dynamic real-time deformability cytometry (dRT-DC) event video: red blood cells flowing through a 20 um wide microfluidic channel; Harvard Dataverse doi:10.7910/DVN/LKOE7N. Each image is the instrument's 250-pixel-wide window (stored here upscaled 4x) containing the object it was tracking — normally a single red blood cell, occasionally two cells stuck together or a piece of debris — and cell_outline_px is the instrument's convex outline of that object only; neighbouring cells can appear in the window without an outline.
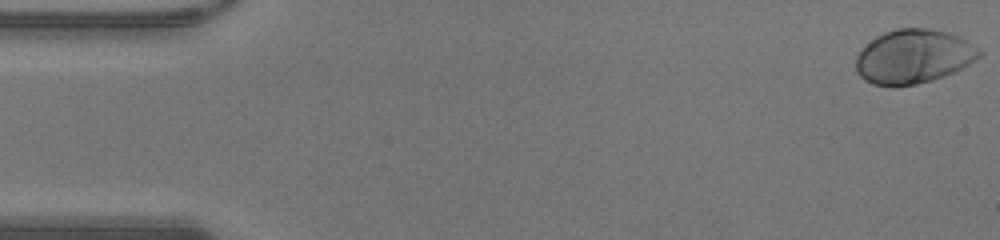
{"species": "human", "species_latin": "Homo sapiens", "temperature_condition": "warm", "stored_images_in_passage": 48, "camera_frame_rate_fps": 3000, "um_per_image_px": 0.085, "donor": {"sex": "male"}, "frame": {"image": 1, "passage_image": 1, "time_ms": 0.0, "image_size_px": [1000, 240], "cell_outline_px": [[984, 52], [976, 60], [944, 76], [932, 80], [916, 84], [872, 84], [864, 80], [856, 72], [856, 56], [876, 36], [884, 32], [896, 28], [928, 28], [948, 32], [960, 36]], "centroid_in_image_um": [77.67, 4.78], "position_along_channel_um": 7.3, "area_um2": 38.44}}
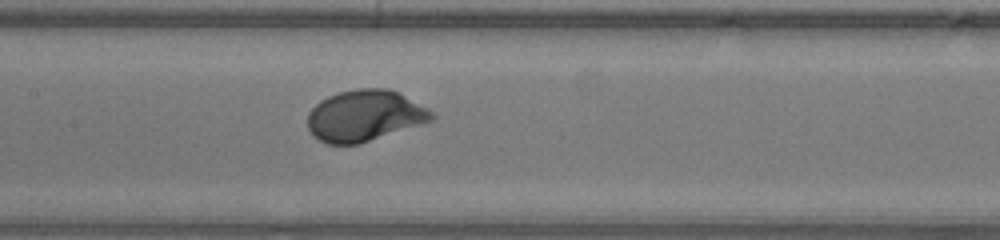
{"frame": {"image": 2, "passage_image": 23, "time_ms": 7.333, "image_size_px": [1000, 240], "cell_outline_px": [[436, 116], [432, 120], [360, 144], [328, 144], [312, 136], [308, 128], [308, 112], [320, 100], [328, 96], [340, 92], [356, 88], [388, 88], [428, 108]], "centroid_in_image_um": [30.96, 9.84], "position_along_channel_um": 176.4, "area_um2": 36.82}}
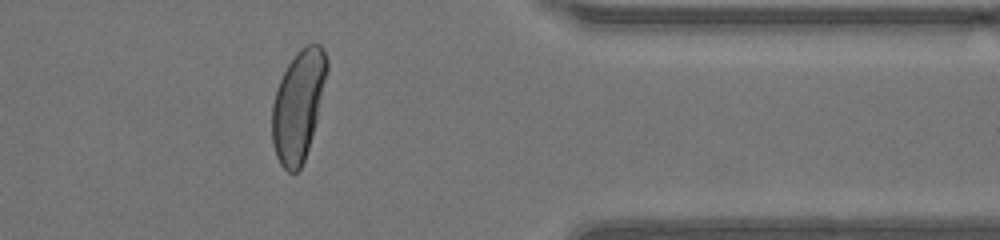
{"frame": {"image": 3, "passage_image": 39, "time_ms": 12.667, "image_size_px": [1000, 240], "cell_outline_px": [[328, 68], [316, 120], [308, 148], [304, 160], [300, 168], [296, 172], [288, 172], [280, 164], [276, 156], [272, 144], [272, 104], [276, 88], [288, 64], [296, 52], [300, 48], [308, 44], [320, 44], [324, 48], [328, 60]], "centroid_in_image_um": [25.34, 8.94], "position_along_channel_um": 386.1, "area_um2": 35.08}, "authors_computed_cell_mechanics": {"area_um2": 36.4718, "velocity_mm_per_s": 4.2957, "shape_relaxation_time_tau1_ms": 1.7337, "shape_relaxation_time_tau2_ms": null, "deformation_change_tau1": 0.1617, "deformation_change_tau2": null}}